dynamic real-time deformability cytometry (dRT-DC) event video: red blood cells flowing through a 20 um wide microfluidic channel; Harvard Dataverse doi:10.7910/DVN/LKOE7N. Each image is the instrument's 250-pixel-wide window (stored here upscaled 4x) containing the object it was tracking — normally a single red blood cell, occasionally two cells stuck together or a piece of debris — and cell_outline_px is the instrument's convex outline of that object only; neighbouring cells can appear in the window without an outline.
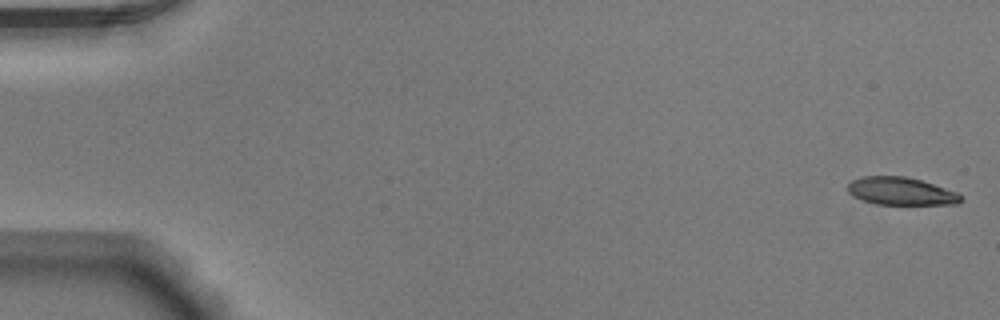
{"species": "Egyptian fruit bat (a non-hibernating species)", "species_latin": "Rousettus aegyptiacus", "temperature_condition": "warm", "stored_images_in_passage": 34, "camera_frame_rate_fps": 3000, "um_per_image_px": 0.085, "animal": {"sex": "male"}, "frame": {"image": 1, "passage_image": 1, "time_ms": 0.0, "image_size_px": [1000, 320], "cell_outline_px": [[964, 200], [956, 204], [880, 204], [864, 200], [848, 192], [848, 184], [852, 180], [860, 176], [904, 176], [920, 180], [956, 192], [964, 196]], "centroid_in_image_um": [76.61, 16.24], "position_along_channel_um": 8.4, "area_um2": 18.03}}
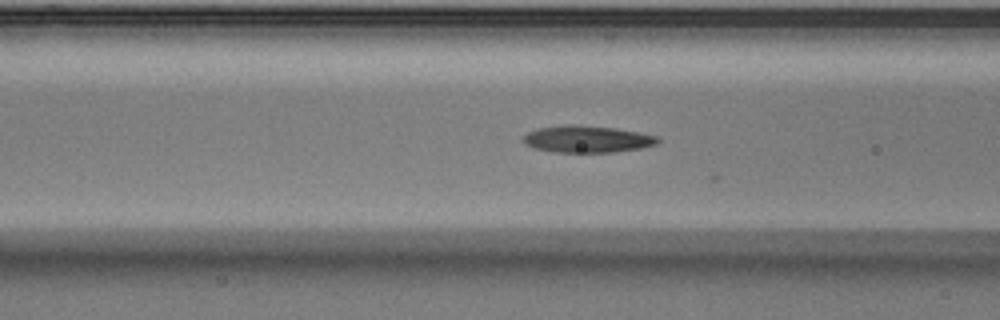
{"frame": {"image": 2, "passage_image": 21, "time_ms": 6.667, "image_size_px": [1000, 320], "cell_outline_px": [[660, 140], [656, 144], [640, 148], [612, 152], [556, 152], [536, 148], [524, 144], [524, 136], [528, 132], [536, 128], [564, 124], [572, 124], [616, 128], [656, 136]], "centroid_in_image_um": [49.87, 11.81], "position_along_channel_um": 116.7, "area_um2": 20.92}}
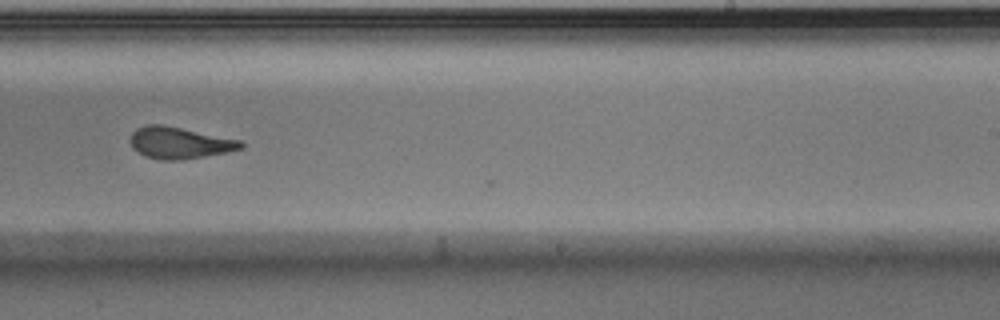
{"frame": {"image": 3, "passage_image": 33, "time_ms": 10.667, "image_size_px": [1000, 320], "cell_outline_px": [[244, 148], [228, 152], [180, 160], [164, 160], [144, 156], [132, 148], [128, 140], [132, 132], [136, 128], [148, 124], [160, 124], [240, 140], [244, 144]], "centroid_in_image_um": [15.21, 12.14], "position_along_channel_um": 273.8, "area_um2": 20.35}}